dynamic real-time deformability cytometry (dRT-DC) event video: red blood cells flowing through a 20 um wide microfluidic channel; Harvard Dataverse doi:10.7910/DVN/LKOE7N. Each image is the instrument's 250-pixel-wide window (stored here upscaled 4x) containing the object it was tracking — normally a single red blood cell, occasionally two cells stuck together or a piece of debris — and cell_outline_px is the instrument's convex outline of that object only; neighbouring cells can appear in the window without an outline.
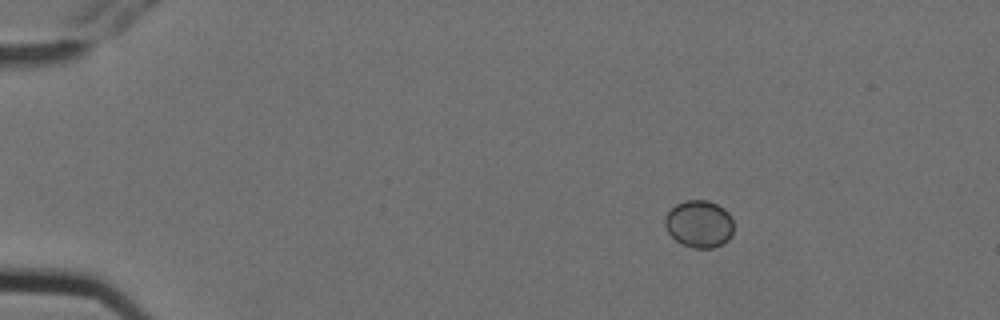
{"species": "Egyptian fruit bat (a non-hibernating species)", "species_latin": "Rousettus aegyptiacus", "temperature_condition": "cold", "stored_images_in_passage": 8, "camera_frame_rate_fps": 3000, "um_per_image_px": 0.085, "animal": {"sex": "female"}, "frame": {"image": 1, "passage_image": 2, "time_ms": 0.333, "image_size_px": [1000, 320], "cell_outline_px": [[732, 236], [728, 240], [712, 248], [692, 248], [676, 240], [668, 232], [664, 224], [664, 216], [676, 204], [684, 200], [708, 200], [724, 208], [728, 212], [732, 220]], "centroid_in_image_um": [59.42, 19.02], "position_along_channel_um": 25.6, "area_um2": 18.9}}
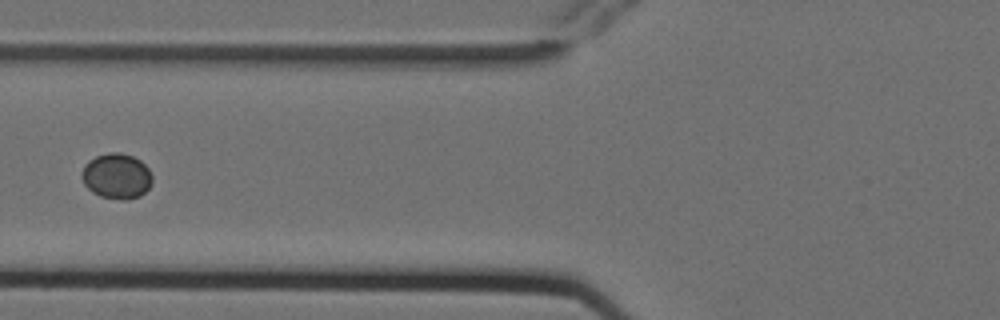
{"frame": {"image": 2, "passage_image": 6, "time_ms": 1.667, "image_size_px": [1000, 320], "cell_outline_px": [[152, 184], [140, 196], [128, 200], [120, 200], [100, 196], [92, 192], [84, 184], [80, 176], [80, 172], [84, 164], [88, 160], [96, 156], [108, 152], [120, 152], [132, 156], [140, 160], [148, 168], [152, 176]], "centroid_in_image_um": [9.89, 14.97], "position_along_channel_um": 115.9, "area_um2": 18.96}}
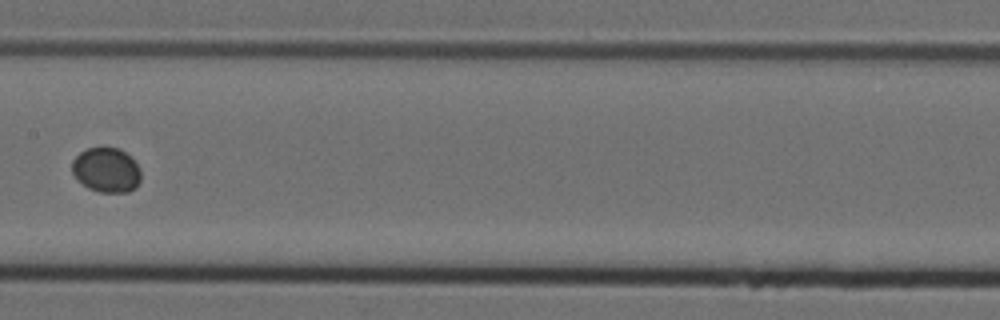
{"frame": {"image": 3, "passage_image": 8, "time_ms": 2.333, "image_size_px": [1000, 320], "cell_outline_px": [[140, 180], [136, 188], [128, 192], [100, 192], [88, 188], [76, 180], [72, 172], [72, 160], [80, 152], [88, 148], [104, 144], [120, 148], [136, 164], [140, 172]], "centroid_in_image_um": [9.0, 14.42], "position_along_channel_um": 198.4, "area_um2": 18.32}}